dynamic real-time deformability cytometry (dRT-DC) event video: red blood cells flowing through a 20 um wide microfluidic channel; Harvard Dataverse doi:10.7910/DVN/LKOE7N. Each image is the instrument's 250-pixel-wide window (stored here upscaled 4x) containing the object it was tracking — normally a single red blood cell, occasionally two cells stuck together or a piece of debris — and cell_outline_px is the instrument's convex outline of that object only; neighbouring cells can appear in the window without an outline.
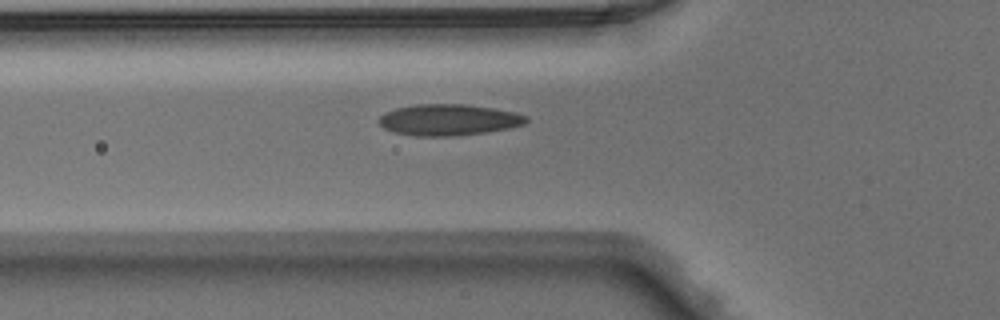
{"species": "Egyptian fruit bat (a non-hibernating species)", "species_latin": "Rousettus aegyptiacus", "temperature_condition": "warm", "stored_images_in_passage": 34, "camera_frame_rate_fps": 3000, "um_per_image_px": 0.085, "animal": {"sex": "male"}, "frame": {"image": 1, "passage_image": 3, "time_ms": 0.667, "image_size_px": [1000, 320], "cell_outline_px": [[528, 120], [524, 124], [508, 128], [460, 136], [416, 136], [392, 132], [384, 128], [376, 120], [384, 112], [396, 108], [416, 104], [464, 104], [492, 108], [512, 112], [528, 116]], "centroid_in_image_um": [38.08, 10.19], "position_along_channel_um": 87.7, "area_um2": 26.88}}
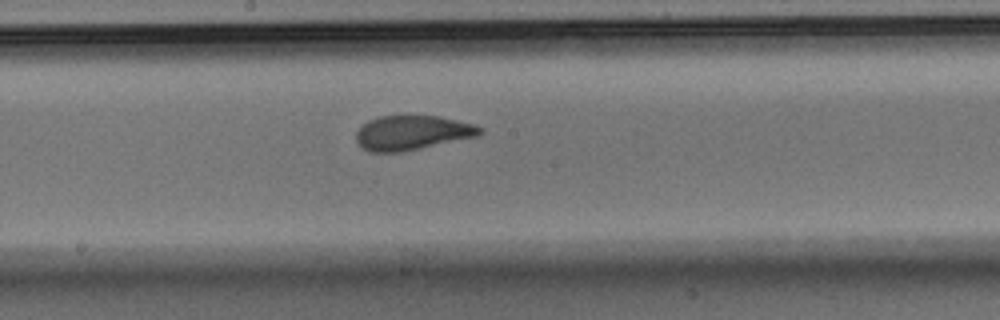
{"frame": {"image": 2, "passage_image": 12, "time_ms": 3.667, "image_size_px": [1000, 320], "cell_outline_px": [[484, 132], [476, 136], [420, 148], [400, 152], [368, 152], [360, 148], [356, 140], [356, 132], [368, 120], [380, 116], [440, 116], [476, 124], [484, 128]], "centroid_in_image_um": [35.03, 11.28], "position_along_channel_um": 213.2, "area_um2": 24.91}}
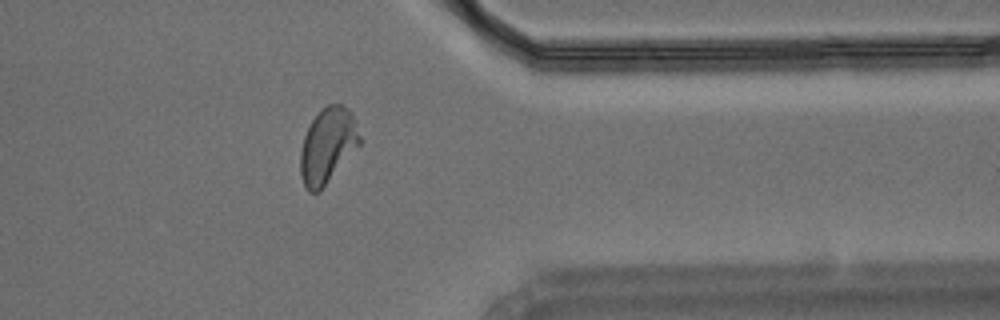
{"frame": {"image": 3, "passage_image": 25, "time_ms": 8.0, "image_size_px": [1000, 320], "cell_outline_px": [[360, 144], [320, 192], [308, 192], [304, 188], [300, 172], [300, 152], [304, 136], [316, 112], [328, 104], [344, 104], [352, 112], [356, 120], [360, 136]], "centroid_in_image_um": [27.84, 12.37], "position_along_channel_um": 383.6, "area_um2": 26.3}}